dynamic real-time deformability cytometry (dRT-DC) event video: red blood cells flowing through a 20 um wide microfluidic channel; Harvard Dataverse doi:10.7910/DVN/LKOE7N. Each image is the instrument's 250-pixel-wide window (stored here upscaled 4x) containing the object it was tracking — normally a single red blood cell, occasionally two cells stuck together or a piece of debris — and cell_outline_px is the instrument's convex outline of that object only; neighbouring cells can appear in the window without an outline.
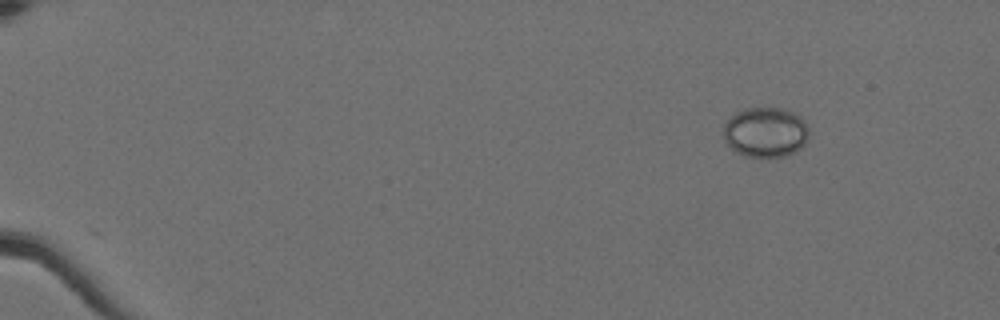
{"species": "Egyptian fruit bat (a non-hibernating species)", "species_latin": "Rousettus aegyptiacus", "temperature_condition": "cold", "stored_images_in_passage": 52, "camera_frame_rate_fps": 3000, "um_per_image_px": 0.085, "animal": {"sex": "female"}, "frame": {"image": 1, "passage_image": 1, "time_ms": 0.0, "image_size_px": [1000, 320], "cell_outline_px": [[808, 140], [796, 152], [784, 156], [748, 156], [736, 152], [724, 140], [724, 124], [736, 112], [744, 108], [780, 108], [792, 112], [800, 116], [804, 120], [808, 128]], "centroid_in_image_um": [65.08, 11.23], "position_along_channel_um": 19.9, "area_um2": 24.8}}
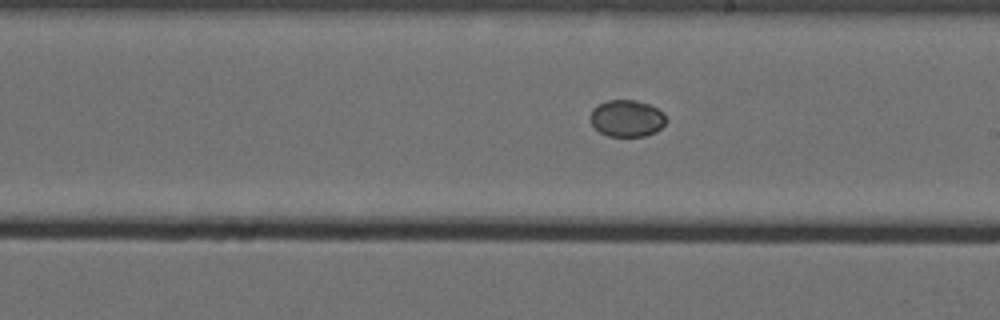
{"frame": {"image": 2, "passage_image": 30, "time_ms": 9.667, "image_size_px": [1000, 320], "cell_outline_px": [[668, 120], [656, 132], [644, 136], [608, 136], [600, 132], [588, 120], [588, 116], [592, 108], [608, 100], [636, 100], [648, 104], [664, 112]], "centroid_in_image_um": [53.27, 10.06], "position_along_channel_um": 235.7, "area_um2": 16.42}}
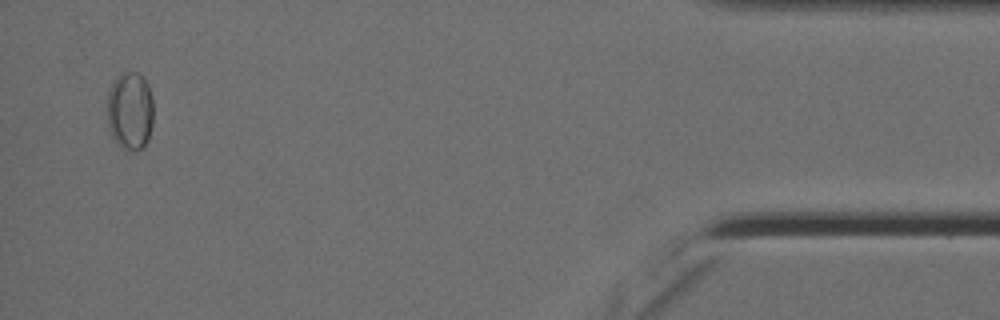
{"frame": {"image": 3, "passage_image": 51, "time_ms": 16.667, "image_size_px": [1000, 320], "cell_outline_px": [[152, 124], [148, 140], [136, 152], [120, 148], [116, 144], [108, 128], [108, 92], [116, 76], [120, 72], [136, 72], [148, 84], [152, 96]], "centroid_in_image_um": [11.04, 9.44], "position_along_channel_um": 424.2, "area_um2": 21.21}}